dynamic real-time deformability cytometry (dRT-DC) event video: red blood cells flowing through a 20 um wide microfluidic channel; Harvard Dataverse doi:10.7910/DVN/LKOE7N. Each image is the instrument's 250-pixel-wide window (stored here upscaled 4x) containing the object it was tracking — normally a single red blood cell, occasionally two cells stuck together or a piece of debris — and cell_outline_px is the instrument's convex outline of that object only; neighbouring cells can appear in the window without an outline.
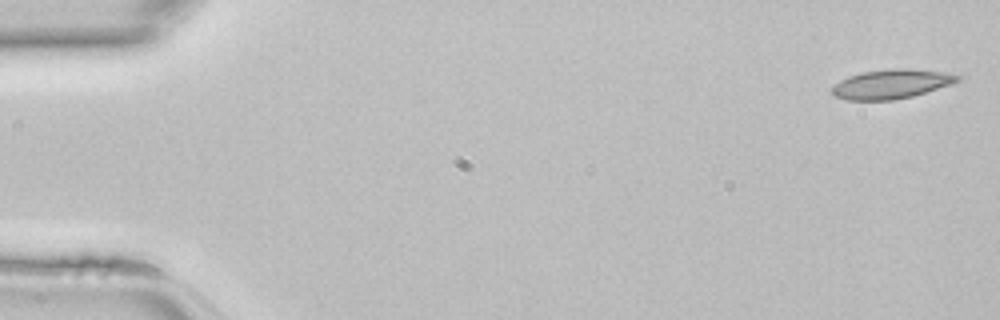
{"species": "common noctule bat (a hibernating species)", "species_latin": "Nyctalus noctula", "temperature_condition": "room temperature", "stored_images_in_passage": 12, "camera_frame_rate_fps": 3000, "um_per_image_px": 0.085, "animal": {"sex": "female", "body_mass_g": 22.7, "forearm_length_mm": 54.2}, "frame": {"image": 1, "passage_image": 1, "time_ms": 0.0, "image_size_px": [1000, 320], "cell_outline_px": [[964, 76], [960, 80], [912, 96], [892, 100], [848, 100], [836, 96], [832, 92], [832, 88], [840, 80], [848, 76], [864, 72], [896, 68], [912, 68], [944, 72]], "centroid_in_image_um": [75.77, 7.13], "position_along_channel_um": 9.2, "area_um2": 21.1}}
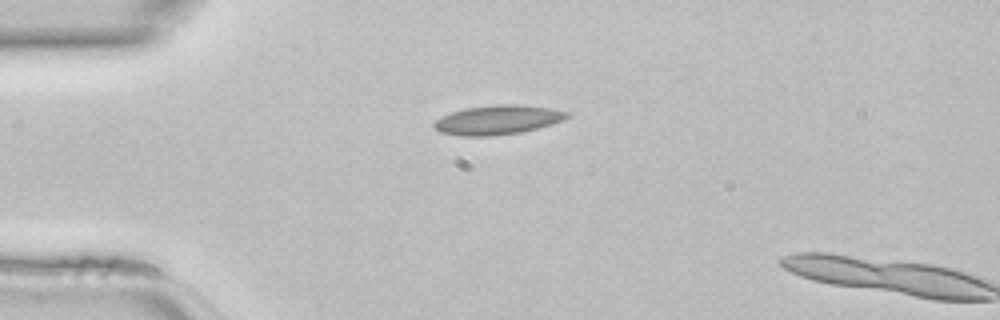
{"frame": {"image": 2, "passage_image": 11, "time_ms": 3.333, "image_size_px": [1000, 320], "cell_outline_px": [[572, 116], [536, 128], [520, 132], [492, 136], [460, 136], [440, 132], [432, 124], [440, 116], [464, 108], [500, 104], [520, 104], [552, 108], [572, 112]], "centroid_in_image_um": [42.3, 10.17], "position_along_channel_um": 42.7, "area_um2": 22.72}}